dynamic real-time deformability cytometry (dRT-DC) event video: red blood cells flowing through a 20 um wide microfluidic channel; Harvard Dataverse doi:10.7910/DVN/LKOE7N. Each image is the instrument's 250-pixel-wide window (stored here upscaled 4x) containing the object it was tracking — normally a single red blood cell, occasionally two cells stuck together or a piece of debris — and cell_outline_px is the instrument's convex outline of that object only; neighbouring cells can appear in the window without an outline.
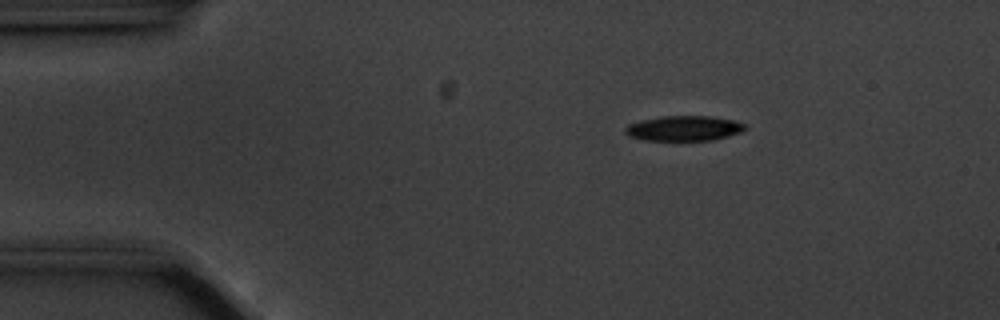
{"species": "common noctule bat (a hibernating species)", "species_latin": "Nyctalus noctula", "temperature_condition": "cold", "stored_images_in_passage": 49, "camera_frame_rate_fps": 3000, "um_per_image_px": 0.085, "animal": {"sex": "male", "body_mass_g": 20.1, "forearm_length_mm": 53.5}, "frame": {"image": 1, "passage_image": 2, "time_ms": 0.333, "image_size_px": [1000, 320], "cell_outline_px": [[748, 128], [740, 132], [728, 136], [712, 140], [644, 140], [632, 136], [624, 132], [624, 128], [628, 124], [660, 116], [712, 116], [732, 120], [744, 124]], "centroid_in_image_um": [58.15, 10.9], "position_along_channel_um": 26.9, "area_um2": 17.34}}
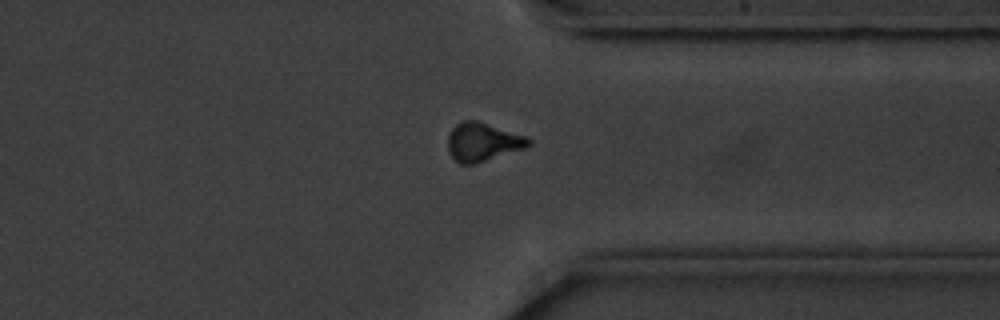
{"frame": {"image": 2, "passage_image": 36, "time_ms": 11.667, "image_size_px": [1000, 320], "cell_outline_px": [[532, 144], [528, 148], [472, 164], [460, 164], [448, 152], [448, 136], [452, 128], [460, 120], [476, 120], [528, 136], [532, 140]], "centroid_in_image_um": [41.07, 12.05], "position_along_channel_um": 370.3, "area_um2": 18.32}}
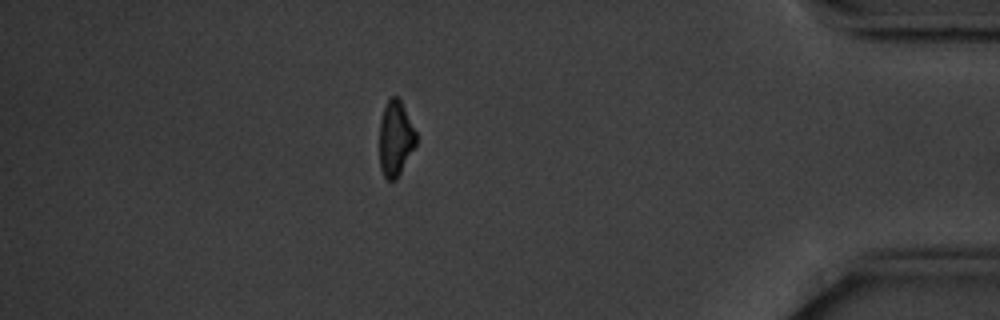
{"frame": {"image": 3, "passage_image": 42, "time_ms": 13.667, "image_size_px": [1000, 320], "cell_outline_px": [[416, 144], [396, 180], [388, 180], [384, 176], [380, 168], [380, 120], [384, 108], [388, 100], [392, 96], [400, 96], [416, 132]], "centroid_in_image_um": [33.62, 11.74], "position_along_channel_um": 401.6, "area_um2": 16.07}, "authors_computed_cell_mechanics": {"area_um2": 18.3226, "velocity_mm_per_s": 3.533, "shape_relaxation_time_tau1_ms": 2.5253, "shape_relaxation_time_tau2_ms": null, "deformation_change_tau1": 0.0984, "deformation_change_tau2": null}}